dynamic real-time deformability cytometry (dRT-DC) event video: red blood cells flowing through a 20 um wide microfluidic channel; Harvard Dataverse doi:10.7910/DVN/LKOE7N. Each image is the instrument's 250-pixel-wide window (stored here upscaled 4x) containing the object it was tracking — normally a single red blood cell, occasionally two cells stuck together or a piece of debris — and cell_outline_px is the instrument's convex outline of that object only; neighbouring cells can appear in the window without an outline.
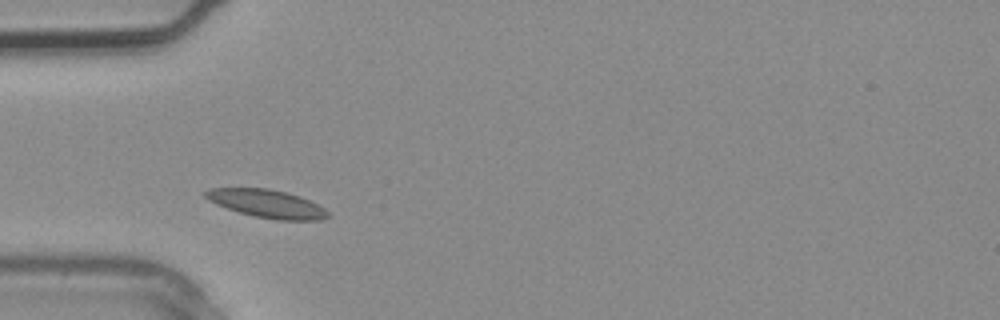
{"species": "common noctule bat (a hibernating species)", "species_latin": "Nyctalus noctula", "temperature_condition": "warm", "stored_images_in_passage": 4, "camera_frame_rate_fps": 3000, "um_per_image_px": 0.085, "animal": {"sex": "male", "body_mass_g": 20.4}, "frame": {"image": 1, "passage_image": 4, "time_ms": 1.0, "image_size_px": [1000, 320], "cell_outline_px": [[328, 216], [320, 220], [276, 220], [256, 216], [240, 212], [216, 204], [208, 200], [200, 192], [208, 188], [268, 188], [288, 192], [300, 196], [324, 208], [328, 212]], "centroid_in_image_um": [22.64, 17.29], "position_along_channel_um": 62.4, "area_um2": 20.0}}